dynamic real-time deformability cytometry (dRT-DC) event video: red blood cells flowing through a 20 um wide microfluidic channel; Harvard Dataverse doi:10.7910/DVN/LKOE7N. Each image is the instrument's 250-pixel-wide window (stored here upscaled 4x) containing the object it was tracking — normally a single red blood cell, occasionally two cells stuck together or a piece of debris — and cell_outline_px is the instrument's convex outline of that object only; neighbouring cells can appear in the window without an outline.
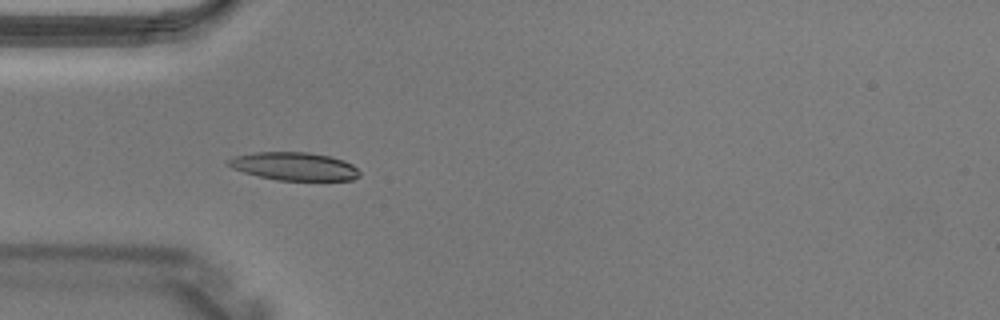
{"species": "Egyptian fruit bat (a non-hibernating species)", "species_latin": "Rousettus aegyptiacus", "temperature_condition": "warm", "stored_images_in_passage": 3, "camera_frame_rate_fps": 3000, "um_per_image_px": 0.085, "animal": {"sex": "male"}, "frame": {"image": 1, "passage_image": 2, "time_ms": 0.333, "image_size_px": [1000, 320], "cell_outline_px": [[360, 176], [352, 180], [276, 180], [244, 172], [232, 168], [228, 164], [228, 160], [236, 156], [256, 152], [308, 152], [328, 156], [344, 160], [352, 164], [360, 172]], "centroid_in_image_um": [25.04, 14.14], "position_along_channel_um": 60.0, "area_um2": 21.27}}